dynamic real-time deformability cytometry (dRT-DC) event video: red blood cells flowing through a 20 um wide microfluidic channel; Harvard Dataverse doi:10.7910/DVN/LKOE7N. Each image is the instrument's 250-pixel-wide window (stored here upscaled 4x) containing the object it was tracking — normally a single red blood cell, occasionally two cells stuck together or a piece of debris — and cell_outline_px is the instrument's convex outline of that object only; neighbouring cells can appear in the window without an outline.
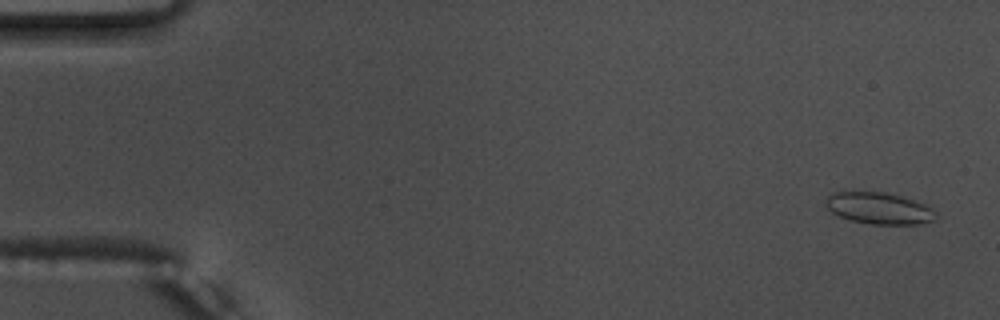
{"species": "common noctule bat (a hibernating species)", "species_latin": "Nyctalus noctula", "temperature_condition": "warm", "stored_images_in_passage": 56, "camera_frame_rate_fps": 3000, "um_per_image_px": 0.085, "animal": {"sex": "male", "body_mass_g": 17.5, "forearm_length_mm": 52.3}, "frame": {"image": 1, "passage_image": 3, "time_ms": 0.667, "image_size_px": [1000, 320], "cell_outline_px": [[936, 216], [932, 220], [916, 224], [872, 224], [852, 220], [840, 216], [832, 212], [824, 204], [824, 200], [832, 192], [844, 188], [888, 192], [928, 204], [936, 212]], "centroid_in_image_um": [74.64, 17.63], "position_along_channel_um": 10.4, "area_um2": 21.1}}
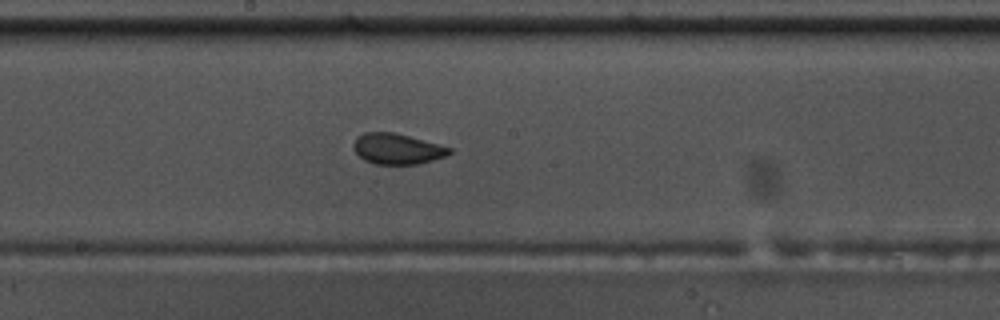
{"frame": {"image": 2, "passage_image": 31, "time_ms": 10.0, "image_size_px": [1000, 320], "cell_outline_px": [[452, 152], [444, 156], [420, 164], [376, 164], [364, 160], [352, 148], [352, 144], [356, 136], [364, 132], [392, 132], [408, 136], [452, 148]], "centroid_in_image_um": [33.71, 12.65], "position_along_channel_um": 214.5, "area_um2": 17.05}}
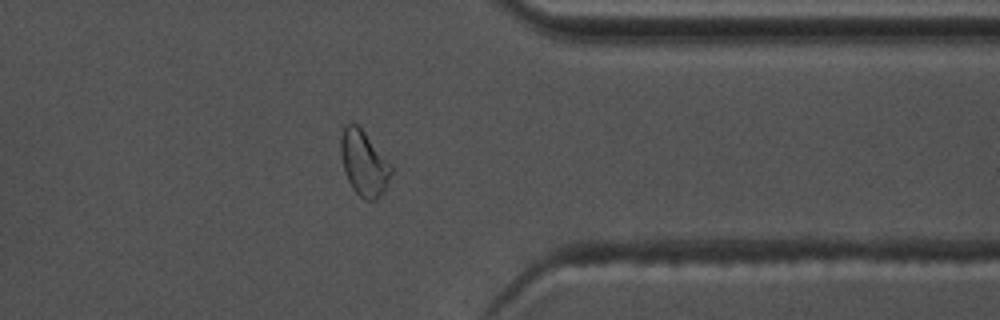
{"frame": {"image": 3, "passage_image": 45, "time_ms": 14.667, "image_size_px": [1000, 320], "cell_outline_px": [[392, 172], [384, 192], [376, 200], [364, 200], [352, 188], [344, 172], [340, 152], [340, 140], [344, 124], [356, 124], [364, 132], [392, 164]], "centroid_in_image_um": [30.93, 13.89], "position_along_channel_um": 380.5, "area_um2": 19.19}, "authors_computed_cell_mechanics": {"area_um2": 17.918, "velocity_mm_per_s": 3.7227, "shape_relaxation_time_tau1_ms": null, "shape_relaxation_time_tau2_ms": 1.0338, "deformation_change_tau1": null, "deformation_change_tau2": 0.0621}}